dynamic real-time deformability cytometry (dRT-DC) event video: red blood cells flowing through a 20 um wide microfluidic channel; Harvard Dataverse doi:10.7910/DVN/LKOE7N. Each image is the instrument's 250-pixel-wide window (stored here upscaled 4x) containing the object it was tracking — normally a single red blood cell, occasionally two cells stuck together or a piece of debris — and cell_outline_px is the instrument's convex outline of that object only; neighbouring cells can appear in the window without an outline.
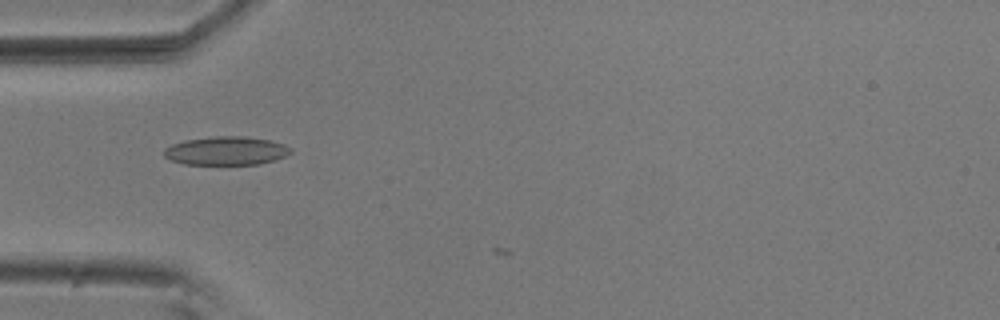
{"species": "common noctule bat (a hibernating species)", "species_latin": "Nyctalus noctula", "temperature_condition": "room temperature", "stored_images_in_passage": 8, "camera_frame_rate_fps": 3000, "um_per_image_px": 0.085, "animal": {"sex": "male", "body_mass_g": 20.5, "forearm_length_mm": 52.5}, "frame": {"image": 1, "passage_image": 5, "time_ms": 1.333, "image_size_px": [1000, 320], "cell_outline_px": [[292, 152], [276, 160], [260, 164], [184, 164], [172, 160], [164, 156], [164, 148], [172, 144], [184, 140], [212, 136], [244, 136], [268, 140], [284, 144], [292, 148]], "centroid_in_image_um": [19.23, 12.81], "position_along_channel_um": 65.8, "area_um2": 21.1}}